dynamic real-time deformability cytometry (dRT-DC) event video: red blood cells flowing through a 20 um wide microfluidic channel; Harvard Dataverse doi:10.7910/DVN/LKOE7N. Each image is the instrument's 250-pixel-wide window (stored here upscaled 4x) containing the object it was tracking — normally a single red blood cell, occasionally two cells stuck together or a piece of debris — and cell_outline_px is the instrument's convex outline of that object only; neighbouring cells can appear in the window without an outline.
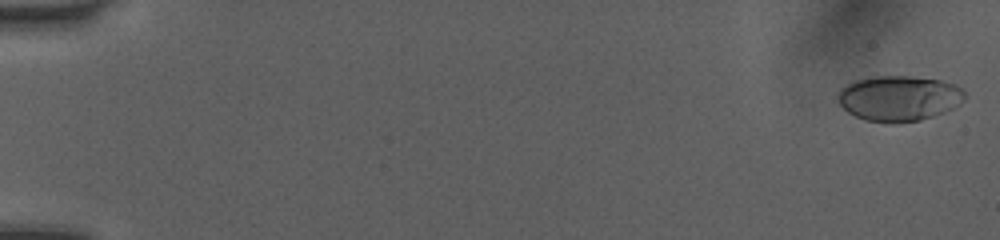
{"species": "human", "species_latin": "Homo sapiens", "temperature_condition": "room temperature", "stored_images_in_passage": 51, "camera_frame_rate_fps": 3000, "um_per_image_px": 0.085, "donor": {"sex": "female"}, "frame": {"image": 1, "passage_image": 1, "time_ms": 0.0, "image_size_px": [1000, 240], "cell_outline_px": [[968, 96], [960, 104], [944, 112], [920, 120], [892, 124], [864, 120], [848, 112], [836, 100], [836, 92], [840, 88], [852, 80], [876, 76], [908, 76], [940, 80], [956, 84], [964, 88]], "centroid_in_image_um": [76.41, 8.35], "position_along_channel_um": 8.6, "area_um2": 34.22}}
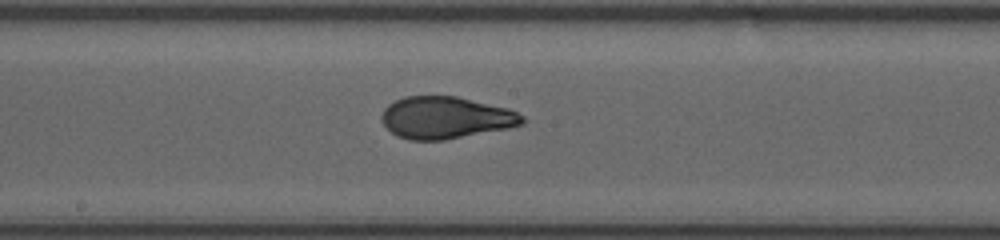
{"frame": {"image": 2, "passage_image": 29, "time_ms": 9.333, "image_size_px": [1000, 240], "cell_outline_px": [[528, 120], [524, 124], [508, 128], [444, 140], [408, 140], [396, 136], [384, 124], [380, 116], [384, 108], [388, 104], [404, 96], [456, 96], [508, 108], [524, 116]], "centroid_in_image_um": [37.89, 10.0], "position_along_channel_um": 210.3, "area_um2": 34.56}}
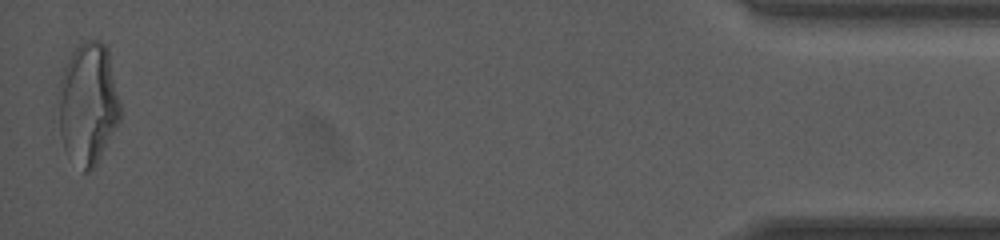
{"frame": {"image": 3, "passage_image": 51, "time_ms": 16.667, "image_size_px": [1000, 240], "cell_outline_px": [[120, 120], [96, 164], [88, 172], [84, 172], [64, 148], [60, 136], [56, 96], [60, 76], [72, 52], [80, 44], [88, 40], [100, 40], [108, 48], [120, 100]], "centroid_in_image_um": [7.46, 8.78], "position_along_channel_um": 427.7, "area_um2": 44.22}, "authors_computed_cell_mechanics": {"area_um2": 34.4488, "velocity_mm_per_s": 4.065, "shape_relaxation_time_tau1_ms": 4.5939, "shape_relaxation_time_tau2_ms": 0.7526, "deformation_change_tau1": 0.1708, "deformation_change_tau2": 0.0541}}